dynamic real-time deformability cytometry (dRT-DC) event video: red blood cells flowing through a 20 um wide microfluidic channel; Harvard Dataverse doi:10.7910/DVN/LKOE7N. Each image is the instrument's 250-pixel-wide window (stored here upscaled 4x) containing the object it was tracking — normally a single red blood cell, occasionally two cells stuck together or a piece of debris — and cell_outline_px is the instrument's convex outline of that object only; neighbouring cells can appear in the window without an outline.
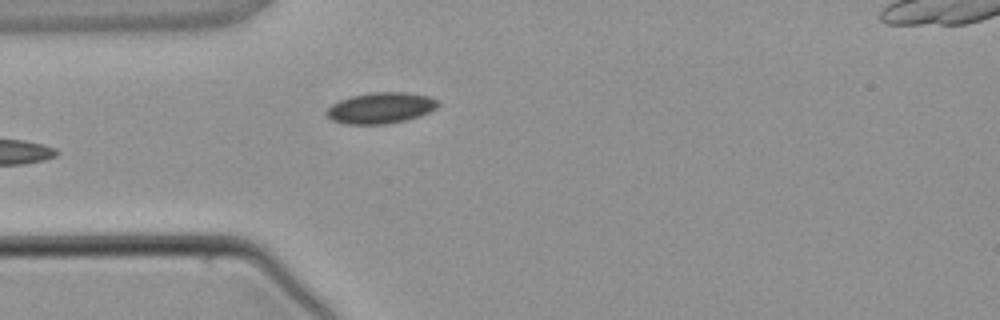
{"species": "common noctule bat (a hibernating species)", "species_latin": "Nyctalus noctula", "temperature_condition": "warm", "stored_images_in_passage": 4, "camera_frame_rate_fps": 3000, "um_per_image_px": 0.085, "animal": {"sex": "male", "body_mass_g": 21.5, "forearm_length_mm": 52.0}, "frame": {"image": 1, "passage_image": 3, "time_ms": 3.333, "image_size_px": [1000, 320], "cell_outline_px": [[440, 104], [436, 108], [420, 116], [408, 120], [384, 124], [344, 124], [332, 120], [324, 112], [332, 104], [340, 100], [352, 96], [372, 92], [408, 92], [428, 96], [436, 100]], "centroid_in_image_um": [32.36, 9.18], "position_along_channel_um": 52.6, "area_um2": 20.17}}